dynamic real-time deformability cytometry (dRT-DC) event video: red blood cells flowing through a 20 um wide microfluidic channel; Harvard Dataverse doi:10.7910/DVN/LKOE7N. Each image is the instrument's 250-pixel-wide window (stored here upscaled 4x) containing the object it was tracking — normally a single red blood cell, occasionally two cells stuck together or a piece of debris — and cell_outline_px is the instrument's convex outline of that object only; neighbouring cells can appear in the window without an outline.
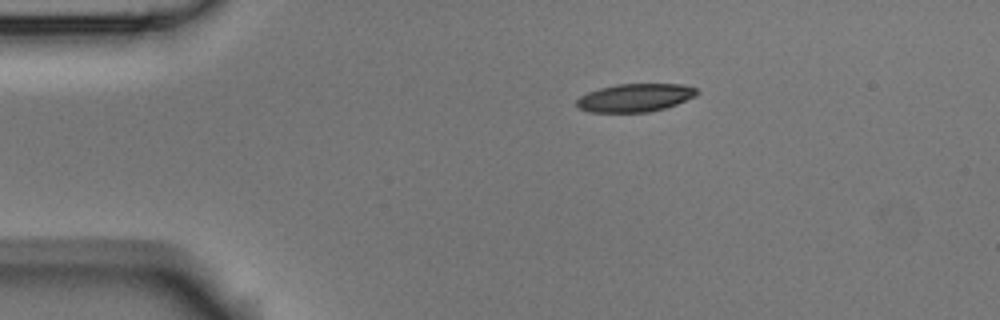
{"species": "Egyptian fruit bat (a non-hibernating species)", "species_latin": "Rousettus aegyptiacus", "temperature_condition": "room temperature", "stored_images_in_passage": 2, "camera_frame_rate_fps": 3000, "um_per_image_px": 0.085, "animal": {"sex": "male"}, "frame": {"image": 1, "passage_image": 1, "time_ms": 0.0, "image_size_px": [1000, 320], "cell_outline_px": [[700, 92], [696, 96], [676, 104], [664, 108], [648, 112], [588, 112], [580, 108], [576, 104], [576, 100], [580, 96], [588, 92], [600, 88], [616, 84], [680, 84], [696, 88]], "centroid_in_image_um": [53.98, 8.3], "position_along_channel_um": 31.0, "area_um2": 19.65}}